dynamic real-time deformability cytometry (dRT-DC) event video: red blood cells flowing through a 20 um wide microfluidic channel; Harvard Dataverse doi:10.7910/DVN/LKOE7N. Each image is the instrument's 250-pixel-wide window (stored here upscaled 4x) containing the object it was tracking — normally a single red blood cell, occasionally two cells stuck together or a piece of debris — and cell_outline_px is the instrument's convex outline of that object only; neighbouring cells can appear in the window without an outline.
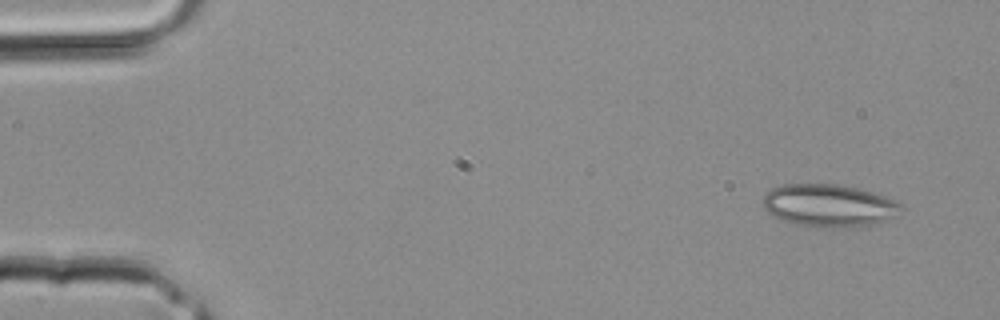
{"species": "common noctule bat (a hibernating species)", "species_latin": "Nyctalus noctula", "temperature_condition": "room temperature", "stored_images_in_passage": 4, "segment_of_instrument_passage": [2, 2], "camera_frame_rate_fps": 3000, "um_per_image_px": 0.085, "animal": {"sex": "male", "body_mass_g": 20.4}, "frame": {"image": 1, "passage_image": 4, "time_ms": 1.0, "image_size_px": [1000, 320], "cell_outline_px": [[904, 208], [896, 216], [872, 224], [836, 228], [824, 228], [796, 224], [772, 216], [764, 208], [764, 192], [772, 188], [784, 184], [836, 184], [860, 188], [896, 200], [904, 204]], "centroid_in_image_um": [70.48, 17.46], "position_along_channel_um": 14.5, "area_um2": 34.45}}